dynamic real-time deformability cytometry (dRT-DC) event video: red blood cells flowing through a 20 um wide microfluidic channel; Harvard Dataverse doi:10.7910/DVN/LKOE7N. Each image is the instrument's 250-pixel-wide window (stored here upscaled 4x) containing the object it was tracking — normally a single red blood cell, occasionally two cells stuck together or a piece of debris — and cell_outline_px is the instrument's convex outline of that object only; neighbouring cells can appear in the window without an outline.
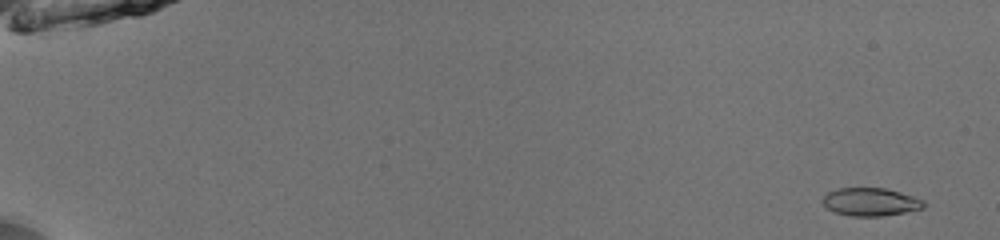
{"species": "common noctule bat (a hibernating species)", "species_latin": "Nyctalus noctula", "temperature_condition": "room temperature", "stored_images_in_passage": 53, "camera_frame_rate_fps": 3000, "um_per_image_px": 0.085, "animal": {"sex": "male", "body_mass_g": 13.0, "forearm_length_mm": 53.1}, "frame": {"image": 1, "passage_image": 3, "time_ms": 0.667, "image_size_px": [1000, 240], "cell_outline_px": [[924, 208], [904, 212], [880, 216], [852, 216], [836, 212], [828, 208], [820, 200], [828, 192], [840, 188], [884, 188], [900, 192], [924, 200]], "centroid_in_image_um": [73.99, 17.15], "position_along_channel_um": 11.0, "area_um2": 16.3}}
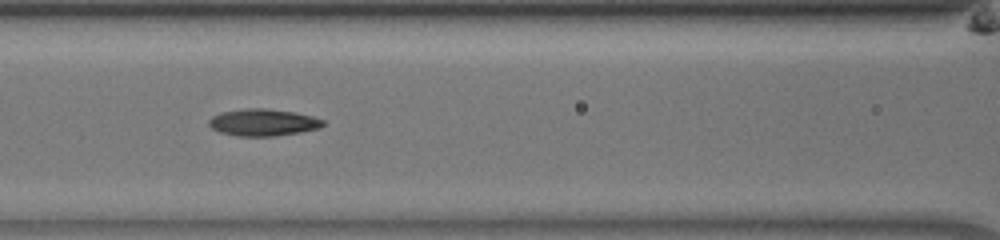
{"frame": {"image": 2, "passage_image": 26, "time_ms": 8.333, "image_size_px": [1000, 240], "cell_outline_px": [[324, 124], [320, 128], [300, 132], [272, 136], [236, 136], [220, 132], [212, 128], [208, 124], [208, 120], [212, 116], [220, 112], [248, 108], [264, 108], [292, 112], [312, 116], [324, 120]], "centroid_in_image_um": [22.33, 10.41], "position_along_channel_um": 144.3, "area_um2": 17.86}}
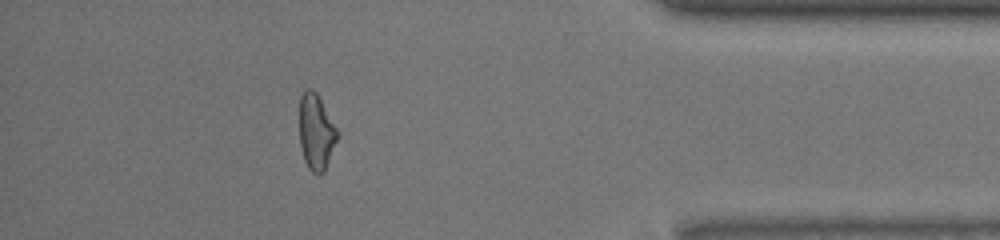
{"frame": {"image": 3, "passage_image": 48, "time_ms": 15.667, "image_size_px": [1000, 240], "cell_outline_px": [[340, 132], [324, 172], [320, 176], [312, 172], [308, 168], [304, 160], [300, 144], [300, 96], [304, 88], [312, 88], [316, 92]], "centroid_in_image_um": [26.88, 11.21], "position_along_channel_um": 408.3, "area_um2": 16.94}, "authors_computed_cell_mechanics": {"area_um2": 16.9354, "velocity_mm_per_s": 4.0014, "shape_relaxation_time_tau1_ms": 4.6053, "shape_relaxation_time_tau2_ms": 1.8382, "deformation_change_tau1": 0.145, "deformation_change_tau2": 0.0954}}